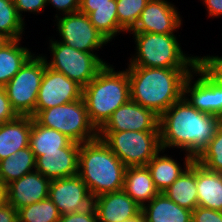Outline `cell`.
Returning <instances> with one entry per match:
<instances>
[{
	"mask_svg": "<svg viewBox=\"0 0 222 222\" xmlns=\"http://www.w3.org/2000/svg\"><path fill=\"white\" fill-rule=\"evenodd\" d=\"M25 25L13 0H0V33L9 40L20 39L24 34Z\"/></svg>",
	"mask_w": 222,
	"mask_h": 222,
	"instance_id": "30",
	"label": "cell"
},
{
	"mask_svg": "<svg viewBox=\"0 0 222 222\" xmlns=\"http://www.w3.org/2000/svg\"><path fill=\"white\" fill-rule=\"evenodd\" d=\"M150 0H116L119 25L128 33L137 24L142 10Z\"/></svg>",
	"mask_w": 222,
	"mask_h": 222,
	"instance_id": "32",
	"label": "cell"
},
{
	"mask_svg": "<svg viewBox=\"0 0 222 222\" xmlns=\"http://www.w3.org/2000/svg\"><path fill=\"white\" fill-rule=\"evenodd\" d=\"M180 207L193 211L198 206L196 161L163 192Z\"/></svg>",
	"mask_w": 222,
	"mask_h": 222,
	"instance_id": "24",
	"label": "cell"
},
{
	"mask_svg": "<svg viewBox=\"0 0 222 222\" xmlns=\"http://www.w3.org/2000/svg\"><path fill=\"white\" fill-rule=\"evenodd\" d=\"M79 150L80 144L72 141L59 151L43 152L36 158L35 170L50 180L76 176Z\"/></svg>",
	"mask_w": 222,
	"mask_h": 222,
	"instance_id": "17",
	"label": "cell"
},
{
	"mask_svg": "<svg viewBox=\"0 0 222 222\" xmlns=\"http://www.w3.org/2000/svg\"><path fill=\"white\" fill-rule=\"evenodd\" d=\"M51 180L36 170L4 188V199L16 210L48 198Z\"/></svg>",
	"mask_w": 222,
	"mask_h": 222,
	"instance_id": "16",
	"label": "cell"
},
{
	"mask_svg": "<svg viewBox=\"0 0 222 222\" xmlns=\"http://www.w3.org/2000/svg\"><path fill=\"white\" fill-rule=\"evenodd\" d=\"M126 167L146 166L162 150L160 131H98Z\"/></svg>",
	"mask_w": 222,
	"mask_h": 222,
	"instance_id": "7",
	"label": "cell"
},
{
	"mask_svg": "<svg viewBox=\"0 0 222 222\" xmlns=\"http://www.w3.org/2000/svg\"><path fill=\"white\" fill-rule=\"evenodd\" d=\"M122 222H145V221H144L143 214L141 213L139 216L135 217L134 219L125 220Z\"/></svg>",
	"mask_w": 222,
	"mask_h": 222,
	"instance_id": "42",
	"label": "cell"
},
{
	"mask_svg": "<svg viewBox=\"0 0 222 222\" xmlns=\"http://www.w3.org/2000/svg\"><path fill=\"white\" fill-rule=\"evenodd\" d=\"M20 42L21 38L9 40L0 48V87H4L33 55Z\"/></svg>",
	"mask_w": 222,
	"mask_h": 222,
	"instance_id": "25",
	"label": "cell"
},
{
	"mask_svg": "<svg viewBox=\"0 0 222 222\" xmlns=\"http://www.w3.org/2000/svg\"><path fill=\"white\" fill-rule=\"evenodd\" d=\"M194 160L208 170L222 173V121L208 145Z\"/></svg>",
	"mask_w": 222,
	"mask_h": 222,
	"instance_id": "31",
	"label": "cell"
},
{
	"mask_svg": "<svg viewBox=\"0 0 222 222\" xmlns=\"http://www.w3.org/2000/svg\"><path fill=\"white\" fill-rule=\"evenodd\" d=\"M59 222H98L94 206L80 211L60 216Z\"/></svg>",
	"mask_w": 222,
	"mask_h": 222,
	"instance_id": "36",
	"label": "cell"
},
{
	"mask_svg": "<svg viewBox=\"0 0 222 222\" xmlns=\"http://www.w3.org/2000/svg\"><path fill=\"white\" fill-rule=\"evenodd\" d=\"M57 19V20H56ZM60 42L79 51L95 53L109 41L94 27L88 15L81 12L55 18ZM62 38V39H61Z\"/></svg>",
	"mask_w": 222,
	"mask_h": 222,
	"instance_id": "10",
	"label": "cell"
},
{
	"mask_svg": "<svg viewBox=\"0 0 222 222\" xmlns=\"http://www.w3.org/2000/svg\"><path fill=\"white\" fill-rule=\"evenodd\" d=\"M31 116H17L0 125V161L29 146Z\"/></svg>",
	"mask_w": 222,
	"mask_h": 222,
	"instance_id": "20",
	"label": "cell"
},
{
	"mask_svg": "<svg viewBox=\"0 0 222 222\" xmlns=\"http://www.w3.org/2000/svg\"><path fill=\"white\" fill-rule=\"evenodd\" d=\"M222 119L194 108L184 97L159 116L161 147L179 148L194 159L215 135Z\"/></svg>",
	"mask_w": 222,
	"mask_h": 222,
	"instance_id": "1",
	"label": "cell"
},
{
	"mask_svg": "<svg viewBox=\"0 0 222 222\" xmlns=\"http://www.w3.org/2000/svg\"><path fill=\"white\" fill-rule=\"evenodd\" d=\"M0 222H18L17 210L5 199L0 203Z\"/></svg>",
	"mask_w": 222,
	"mask_h": 222,
	"instance_id": "39",
	"label": "cell"
},
{
	"mask_svg": "<svg viewBox=\"0 0 222 222\" xmlns=\"http://www.w3.org/2000/svg\"><path fill=\"white\" fill-rule=\"evenodd\" d=\"M14 6L17 9L18 15L24 21L22 13L30 12L39 14L47 6V0H13Z\"/></svg>",
	"mask_w": 222,
	"mask_h": 222,
	"instance_id": "34",
	"label": "cell"
},
{
	"mask_svg": "<svg viewBox=\"0 0 222 222\" xmlns=\"http://www.w3.org/2000/svg\"><path fill=\"white\" fill-rule=\"evenodd\" d=\"M210 17H221L222 15V0H202Z\"/></svg>",
	"mask_w": 222,
	"mask_h": 222,
	"instance_id": "40",
	"label": "cell"
},
{
	"mask_svg": "<svg viewBox=\"0 0 222 222\" xmlns=\"http://www.w3.org/2000/svg\"><path fill=\"white\" fill-rule=\"evenodd\" d=\"M48 198L60 215L84 211L93 205L87 185L78 175L51 180Z\"/></svg>",
	"mask_w": 222,
	"mask_h": 222,
	"instance_id": "13",
	"label": "cell"
},
{
	"mask_svg": "<svg viewBox=\"0 0 222 222\" xmlns=\"http://www.w3.org/2000/svg\"><path fill=\"white\" fill-rule=\"evenodd\" d=\"M8 41L9 39L0 33V48Z\"/></svg>",
	"mask_w": 222,
	"mask_h": 222,
	"instance_id": "43",
	"label": "cell"
},
{
	"mask_svg": "<svg viewBox=\"0 0 222 222\" xmlns=\"http://www.w3.org/2000/svg\"><path fill=\"white\" fill-rule=\"evenodd\" d=\"M48 4H51L56 11L58 10L60 12L59 14H55L56 18L62 14L65 15L79 12L80 0H47V6Z\"/></svg>",
	"mask_w": 222,
	"mask_h": 222,
	"instance_id": "37",
	"label": "cell"
},
{
	"mask_svg": "<svg viewBox=\"0 0 222 222\" xmlns=\"http://www.w3.org/2000/svg\"><path fill=\"white\" fill-rule=\"evenodd\" d=\"M36 157L28 146L0 161V182L5 188L12 181L35 170Z\"/></svg>",
	"mask_w": 222,
	"mask_h": 222,
	"instance_id": "27",
	"label": "cell"
},
{
	"mask_svg": "<svg viewBox=\"0 0 222 222\" xmlns=\"http://www.w3.org/2000/svg\"><path fill=\"white\" fill-rule=\"evenodd\" d=\"M83 87L48 66L38 91L34 116L41 110L82 99Z\"/></svg>",
	"mask_w": 222,
	"mask_h": 222,
	"instance_id": "12",
	"label": "cell"
},
{
	"mask_svg": "<svg viewBox=\"0 0 222 222\" xmlns=\"http://www.w3.org/2000/svg\"><path fill=\"white\" fill-rule=\"evenodd\" d=\"M0 200H4V187L0 182Z\"/></svg>",
	"mask_w": 222,
	"mask_h": 222,
	"instance_id": "44",
	"label": "cell"
},
{
	"mask_svg": "<svg viewBox=\"0 0 222 222\" xmlns=\"http://www.w3.org/2000/svg\"><path fill=\"white\" fill-rule=\"evenodd\" d=\"M176 8L167 0H150L130 33L174 34L183 21Z\"/></svg>",
	"mask_w": 222,
	"mask_h": 222,
	"instance_id": "14",
	"label": "cell"
},
{
	"mask_svg": "<svg viewBox=\"0 0 222 222\" xmlns=\"http://www.w3.org/2000/svg\"><path fill=\"white\" fill-rule=\"evenodd\" d=\"M193 75L199 76L194 82ZM183 97L200 112L222 119V85L212 79L199 65L186 78Z\"/></svg>",
	"mask_w": 222,
	"mask_h": 222,
	"instance_id": "11",
	"label": "cell"
},
{
	"mask_svg": "<svg viewBox=\"0 0 222 222\" xmlns=\"http://www.w3.org/2000/svg\"><path fill=\"white\" fill-rule=\"evenodd\" d=\"M145 222H192V211L180 207L164 193L142 207Z\"/></svg>",
	"mask_w": 222,
	"mask_h": 222,
	"instance_id": "22",
	"label": "cell"
},
{
	"mask_svg": "<svg viewBox=\"0 0 222 222\" xmlns=\"http://www.w3.org/2000/svg\"><path fill=\"white\" fill-rule=\"evenodd\" d=\"M71 142L72 140L63 133L53 128L41 126L31 117L29 147L36 158L43 155V152L59 151Z\"/></svg>",
	"mask_w": 222,
	"mask_h": 222,
	"instance_id": "26",
	"label": "cell"
},
{
	"mask_svg": "<svg viewBox=\"0 0 222 222\" xmlns=\"http://www.w3.org/2000/svg\"><path fill=\"white\" fill-rule=\"evenodd\" d=\"M198 65L217 83L222 85V56H198Z\"/></svg>",
	"mask_w": 222,
	"mask_h": 222,
	"instance_id": "33",
	"label": "cell"
},
{
	"mask_svg": "<svg viewBox=\"0 0 222 222\" xmlns=\"http://www.w3.org/2000/svg\"><path fill=\"white\" fill-rule=\"evenodd\" d=\"M117 5L116 0H80V7H103Z\"/></svg>",
	"mask_w": 222,
	"mask_h": 222,
	"instance_id": "41",
	"label": "cell"
},
{
	"mask_svg": "<svg viewBox=\"0 0 222 222\" xmlns=\"http://www.w3.org/2000/svg\"><path fill=\"white\" fill-rule=\"evenodd\" d=\"M46 62L42 54H33L4 86L12 109L18 116L34 117L36 101Z\"/></svg>",
	"mask_w": 222,
	"mask_h": 222,
	"instance_id": "9",
	"label": "cell"
},
{
	"mask_svg": "<svg viewBox=\"0 0 222 222\" xmlns=\"http://www.w3.org/2000/svg\"><path fill=\"white\" fill-rule=\"evenodd\" d=\"M18 222H59L57 206L46 198L17 210Z\"/></svg>",
	"mask_w": 222,
	"mask_h": 222,
	"instance_id": "29",
	"label": "cell"
},
{
	"mask_svg": "<svg viewBox=\"0 0 222 222\" xmlns=\"http://www.w3.org/2000/svg\"><path fill=\"white\" fill-rule=\"evenodd\" d=\"M117 5L103 7H79V12L88 15L94 27L110 42L126 32L118 22ZM121 32V33H120Z\"/></svg>",
	"mask_w": 222,
	"mask_h": 222,
	"instance_id": "28",
	"label": "cell"
},
{
	"mask_svg": "<svg viewBox=\"0 0 222 222\" xmlns=\"http://www.w3.org/2000/svg\"><path fill=\"white\" fill-rule=\"evenodd\" d=\"M161 152L164 153V150L159 151L146 165L159 193H163L194 161V158L186 153L183 167L172 156L160 155Z\"/></svg>",
	"mask_w": 222,
	"mask_h": 222,
	"instance_id": "19",
	"label": "cell"
},
{
	"mask_svg": "<svg viewBox=\"0 0 222 222\" xmlns=\"http://www.w3.org/2000/svg\"><path fill=\"white\" fill-rule=\"evenodd\" d=\"M198 206L222 211V173L206 169L196 161Z\"/></svg>",
	"mask_w": 222,
	"mask_h": 222,
	"instance_id": "21",
	"label": "cell"
},
{
	"mask_svg": "<svg viewBox=\"0 0 222 222\" xmlns=\"http://www.w3.org/2000/svg\"><path fill=\"white\" fill-rule=\"evenodd\" d=\"M82 98L89 118L99 130L112 113L130 99V82L126 70L116 72L106 64L96 77L83 87Z\"/></svg>",
	"mask_w": 222,
	"mask_h": 222,
	"instance_id": "4",
	"label": "cell"
},
{
	"mask_svg": "<svg viewBox=\"0 0 222 222\" xmlns=\"http://www.w3.org/2000/svg\"><path fill=\"white\" fill-rule=\"evenodd\" d=\"M194 68L128 67L130 99L158 116L183 97V85Z\"/></svg>",
	"mask_w": 222,
	"mask_h": 222,
	"instance_id": "2",
	"label": "cell"
},
{
	"mask_svg": "<svg viewBox=\"0 0 222 222\" xmlns=\"http://www.w3.org/2000/svg\"><path fill=\"white\" fill-rule=\"evenodd\" d=\"M18 115L12 109L4 87H0V125L14 120Z\"/></svg>",
	"mask_w": 222,
	"mask_h": 222,
	"instance_id": "38",
	"label": "cell"
},
{
	"mask_svg": "<svg viewBox=\"0 0 222 222\" xmlns=\"http://www.w3.org/2000/svg\"><path fill=\"white\" fill-rule=\"evenodd\" d=\"M33 119L41 126L63 133L73 142L82 144L98 137L82 99L39 111Z\"/></svg>",
	"mask_w": 222,
	"mask_h": 222,
	"instance_id": "6",
	"label": "cell"
},
{
	"mask_svg": "<svg viewBox=\"0 0 222 222\" xmlns=\"http://www.w3.org/2000/svg\"><path fill=\"white\" fill-rule=\"evenodd\" d=\"M126 168L101 138L80 144L78 176L92 198L123 190Z\"/></svg>",
	"mask_w": 222,
	"mask_h": 222,
	"instance_id": "3",
	"label": "cell"
},
{
	"mask_svg": "<svg viewBox=\"0 0 222 222\" xmlns=\"http://www.w3.org/2000/svg\"><path fill=\"white\" fill-rule=\"evenodd\" d=\"M98 222H122L139 216V206L124 190L101 194L93 198Z\"/></svg>",
	"mask_w": 222,
	"mask_h": 222,
	"instance_id": "18",
	"label": "cell"
},
{
	"mask_svg": "<svg viewBox=\"0 0 222 222\" xmlns=\"http://www.w3.org/2000/svg\"><path fill=\"white\" fill-rule=\"evenodd\" d=\"M54 40V41H53ZM50 39L51 60L43 56L46 66L63 73L66 77L85 87L106 65L97 53H88L72 48L60 40Z\"/></svg>",
	"mask_w": 222,
	"mask_h": 222,
	"instance_id": "8",
	"label": "cell"
},
{
	"mask_svg": "<svg viewBox=\"0 0 222 222\" xmlns=\"http://www.w3.org/2000/svg\"><path fill=\"white\" fill-rule=\"evenodd\" d=\"M192 222H222V211L197 206L192 211Z\"/></svg>",
	"mask_w": 222,
	"mask_h": 222,
	"instance_id": "35",
	"label": "cell"
},
{
	"mask_svg": "<svg viewBox=\"0 0 222 222\" xmlns=\"http://www.w3.org/2000/svg\"><path fill=\"white\" fill-rule=\"evenodd\" d=\"M136 44V53L128 67L149 68H195L198 56L183 52L175 34L131 33Z\"/></svg>",
	"mask_w": 222,
	"mask_h": 222,
	"instance_id": "5",
	"label": "cell"
},
{
	"mask_svg": "<svg viewBox=\"0 0 222 222\" xmlns=\"http://www.w3.org/2000/svg\"><path fill=\"white\" fill-rule=\"evenodd\" d=\"M123 190L141 207L159 194L147 166L127 167Z\"/></svg>",
	"mask_w": 222,
	"mask_h": 222,
	"instance_id": "23",
	"label": "cell"
},
{
	"mask_svg": "<svg viewBox=\"0 0 222 222\" xmlns=\"http://www.w3.org/2000/svg\"><path fill=\"white\" fill-rule=\"evenodd\" d=\"M160 131L159 116L129 99L118 107L98 131Z\"/></svg>",
	"mask_w": 222,
	"mask_h": 222,
	"instance_id": "15",
	"label": "cell"
}]
</instances>
